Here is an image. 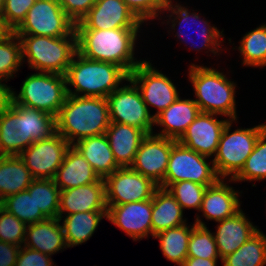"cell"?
I'll return each mask as SVG.
<instances>
[{
  "instance_id": "1",
  "label": "cell",
  "mask_w": 266,
  "mask_h": 266,
  "mask_svg": "<svg viewBox=\"0 0 266 266\" xmlns=\"http://www.w3.org/2000/svg\"><path fill=\"white\" fill-rule=\"evenodd\" d=\"M186 4V2L182 4L180 0H171L164 9L159 18V21L161 20L159 23H161V26L165 24L167 35H173L172 37H175L176 41H179L180 44L183 43L186 46L185 48H189L190 51L201 53L204 50L206 56L212 58L216 56V61L219 60L221 54L225 55L226 51L230 53V48L223 45L226 43L224 41V28L219 29L215 24H211L212 22L205 18L204 13L202 15L197 9L194 7L192 9ZM189 30H191V34L188 32ZM195 32L194 37L197 38L196 35L200 36L197 38L199 44L193 38ZM188 45L190 47H187Z\"/></svg>"
},
{
  "instance_id": "2",
  "label": "cell",
  "mask_w": 266,
  "mask_h": 266,
  "mask_svg": "<svg viewBox=\"0 0 266 266\" xmlns=\"http://www.w3.org/2000/svg\"><path fill=\"white\" fill-rule=\"evenodd\" d=\"M143 30L146 31L142 28L76 29L77 51L85 58L118 65L130 74L144 61L137 55Z\"/></svg>"
},
{
  "instance_id": "3",
  "label": "cell",
  "mask_w": 266,
  "mask_h": 266,
  "mask_svg": "<svg viewBox=\"0 0 266 266\" xmlns=\"http://www.w3.org/2000/svg\"><path fill=\"white\" fill-rule=\"evenodd\" d=\"M56 132V117L12 100L0 115V156H19L32 143Z\"/></svg>"
},
{
  "instance_id": "4",
  "label": "cell",
  "mask_w": 266,
  "mask_h": 266,
  "mask_svg": "<svg viewBox=\"0 0 266 266\" xmlns=\"http://www.w3.org/2000/svg\"><path fill=\"white\" fill-rule=\"evenodd\" d=\"M195 63L196 60L187 65L186 76L192 85L193 99L200 111L218 114L229 120L239 119L236 105V90L239 86L236 80L231 79V74L228 70L225 73L224 68Z\"/></svg>"
},
{
  "instance_id": "5",
  "label": "cell",
  "mask_w": 266,
  "mask_h": 266,
  "mask_svg": "<svg viewBox=\"0 0 266 266\" xmlns=\"http://www.w3.org/2000/svg\"><path fill=\"white\" fill-rule=\"evenodd\" d=\"M109 125V105L103 97L68 95L56 116V131L70 145L104 134Z\"/></svg>"
},
{
  "instance_id": "6",
  "label": "cell",
  "mask_w": 266,
  "mask_h": 266,
  "mask_svg": "<svg viewBox=\"0 0 266 266\" xmlns=\"http://www.w3.org/2000/svg\"><path fill=\"white\" fill-rule=\"evenodd\" d=\"M128 78L122 67L85 58L78 52L65 74L68 95L84 97L106 98Z\"/></svg>"
},
{
  "instance_id": "7",
  "label": "cell",
  "mask_w": 266,
  "mask_h": 266,
  "mask_svg": "<svg viewBox=\"0 0 266 266\" xmlns=\"http://www.w3.org/2000/svg\"><path fill=\"white\" fill-rule=\"evenodd\" d=\"M21 42L22 63L35 72L65 75L77 51V36L17 35Z\"/></svg>"
},
{
  "instance_id": "8",
  "label": "cell",
  "mask_w": 266,
  "mask_h": 266,
  "mask_svg": "<svg viewBox=\"0 0 266 266\" xmlns=\"http://www.w3.org/2000/svg\"><path fill=\"white\" fill-rule=\"evenodd\" d=\"M238 122V119L230 120L226 124L213 157L214 168L220 179H233L241 171L259 135L266 129L265 122L249 128L238 127ZM234 123L236 129H232Z\"/></svg>"
},
{
  "instance_id": "9",
  "label": "cell",
  "mask_w": 266,
  "mask_h": 266,
  "mask_svg": "<svg viewBox=\"0 0 266 266\" xmlns=\"http://www.w3.org/2000/svg\"><path fill=\"white\" fill-rule=\"evenodd\" d=\"M13 88V101L56 117L68 96L65 75L51 72L28 73L20 90Z\"/></svg>"
},
{
  "instance_id": "10",
  "label": "cell",
  "mask_w": 266,
  "mask_h": 266,
  "mask_svg": "<svg viewBox=\"0 0 266 266\" xmlns=\"http://www.w3.org/2000/svg\"><path fill=\"white\" fill-rule=\"evenodd\" d=\"M153 60L147 59L137 65L129 74V79L139 89L142 99L155 118L180 96L178 86L170 76L155 67ZM154 108L155 112L152 110Z\"/></svg>"
},
{
  "instance_id": "11",
  "label": "cell",
  "mask_w": 266,
  "mask_h": 266,
  "mask_svg": "<svg viewBox=\"0 0 266 266\" xmlns=\"http://www.w3.org/2000/svg\"><path fill=\"white\" fill-rule=\"evenodd\" d=\"M219 179L213 158L188 149L177 141L172 146L161 188L167 189L172 183L185 180L201 185H214Z\"/></svg>"
},
{
  "instance_id": "12",
  "label": "cell",
  "mask_w": 266,
  "mask_h": 266,
  "mask_svg": "<svg viewBox=\"0 0 266 266\" xmlns=\"http://www.w3.org/2000/svg\"><path fill=\"white\" fill-rule=\"evenodd\" d=\"M14 33L55 38L77 36L75 22L63 11L58 0H36Z\"/></svg>"
},
{
  "instance_id": "13",
  "label": "cell",
  "mask_w": 266,
  "mask_h": 266,
  "mask_svg": "<svg viewBox=\"0 0 266 266\" xmlns=\"http://www.w3.org/2000/svg\"><path fill=\"white\" fill-rule=\"evenodd\" d=\"M110 122L127 124L153 133L154 117L151 115L137 86L128 78L106 97Z\"/></svg>"
},
{
  "instance_id": "14",
  "label": "cell",
  "mask_w": 266,
  "mask_h": 266,
  "mask_svg": "<svg viewBox=\"0 0 266 266\" xmlns=\"http://www.w3.org/2000/svg\"><path fill=\"white\" fill-rule=\"evenodd\" d=\"M70 146L56 131L50 137L32 143L19 157L34 179H53Z\"/></svg>"
},
{
  "instance_id": "15",
  "label": "cell",
  "mask_w": 266,
  "mask_h": 266,
  "mask_svg": "<svg viewBox=\"0 0 266 266\" xmlns=\"http://www.w3.org/2000/svg\"><path fill=\"white\" fill-rule=\"evenodd\" d=\"M231 184L236 183L232 179H219L214 185L207 187L201 208L198 213H195L194 223L196 225L207 227V222L222 221L242 209L243 201L239 197H242L244 192Z\"/></svg>"
},
{
  "instance_id": "16",
  "label": "cell",
  "mask_w": 266,
  "mask_h": 266,
  "mask_svg": "<svg viewBox=\"0 0 266 266\" xmlns=\"http://www.w3.org/2000/svg\"><path fill=\"white\" fill-rule=\"evenodd\" d=\"M104 180L107 205L150 200L159 188L152 180L130 167L119 168Z\"/></svg>"
},
{
  "instance_id": "17",
  "label": "cell",
  "mask_w": 266,
  "mask_h": 266,
  "mask_svg": "<svg viewBox=\"0 0 266 266\" xmlns=\"http://www.w3.org/2000/svg\"><path fill=\"white\" fill-rule=\"evenodd\" d=\"M176 142L177 140L154 133L147 134L143 138L130 168L161 187L172 146Z\"/></svg>"
},
{
  "instance_id": "18",
  "label": "cell",
  "mask_w": 266,
  "mask_h": 266,
  "mask_svg": "<svg viewBox=\"0 0 266 266\" xmlns=\"http://www.w3.org/2000/svg\"><path fill=\"white\" fill-rule=\"evenodd\" d=\"M145 26L123 0H96L90 11L76 23V29L96 30Z\"/></svg>"
},
{
  "instance_id": "19",
  "label": "cell",
  "mask_w": 266,
  "mask_h": 266,
  "mask_svg": "<svg viewBox=\"0 0 266 266\" xmlns=\"http://www.w3.org/2000/svg\"><path fill=\"white\" fill-rule=\"evenodd\" d=\"M229 121L218 114L200 112L178 142L188 149L213 158L222 132Z\"/></svg>"
},
{
  "instance_id": "20",
  "label": "cell",
  "mask_w": 266,
  "mask_h": 266,
  "mask_svg": "<svg viewBox=\"0 0 266 266\" xmlns=\"http://www.w3.org/2000/svg\"><path fill=\"white\" fill-rule=\"evenodd\" d=\"M107 219L132 241L152 237V199L120 205H107Z\"/></svg>"
},
{
  "instance_id": "21",
  "label": "cell",
  "mask_w": 266,
  "mask_h": 266,
  "mask_svg": "<svg viewBox=\"0 0 266 266\" xmlns=\"http://www.w3.org/2000/svg\"><path fill=\"white\" fill-rule=\"evenodd\" d=\"M243 209L232 217L216 222L213 231L215 243L221 260L233 254L241 245L246 243L257 231V225Z\"/></svg>"
},
{
  "instance_id": "22",
  "label": "cell",
  "mask_w": 266,
  "mask_h": 266,
  "mask_svg": "<svg viewBox=\"0 0 266 266\" xmlns=\"http://www.w3.org/2000/svg\"><path fill=\"white\" fill-rule=\"evenodd\" d=\"M200 112L193 98L179 96L174 103L154 118L153 133L178 141ZM157 127L160 128L159 131Z\"/></svg>"
},
{
  "instance_id": "23",
  "label": "cell",
  "mask_w": 266,
  "mask_h": 266,
  "mask_svg": "<svg viewBox=\"0 0 266 266\" xmlns=\"http://www.w3.org/2000/svg\"><path fill=\"white\" fill-rule=\"evenodd\" d=\"M90 211H108L104 179L60 192L58 216Z\"/></svg>"
},
{
  "instance_id": "24",
  "label": "cell",
  "mask_w": 266,
  "mask_h": 266,
  "mask_svg": "<svg viewBox=\"0 0 266 266\" xmlns=\"http://www.w3.org/2000/svg\"><path fill=\"white\" fill-rule=\"evenodd\" d=\"M101 179L90 163L72 145L66 151L63 162L53 178L61 191L89 185Z\"/></svg>"
},
{
  "instance_id": "25",
  "label": "cell",
  "mask_w": 266,
  "mask_h": 266,
  "mask_svg": "<svg viewBox=\"0 0 266 266\" xmlns=\"http://www.w3.org/2000/svg\"><path fill=\"white\" fill-rule=\"evenodd\" d=\"M27 248L53 256L66 250L63 227L58 218H48L27 225L24 245Z\"/></svg>"
},
{
  "instance_id": "26",
  "label": "cell",
  "mask_w": 266,
  "mask_h": 266,
  "mask_svg": "<svg viewBox=\"0 0 266 266\" xmlns=\"http://www.w3.org/2000/svg\"><path fill=\"white\" fill-rule=\"evenodd\" d=\"M105 135L115 161L120 168H124L132 165L138 148L147 134L134 126L110 122Z\"/></svg>"
},
{
  "instance_id": "27",
  "label": "cell",
  "mask_w": 266,
  "mask_h": 266,
  "mask_svg": "<svg viewBox=\"0 0 266 266\" xmlns=\"http://www.w3.org/2000/svg\"><path fill=\"white\" fill-rule=\"evenodd\" d=\"M68 248L86 244L97 231L103 219H107V211L78 212L66 216H58Z\"/></svg>"
},
{
  "instance_id": "28",
  "label": "cell",
  "mask_w": 266,
  "mask_h": 266,
  "mask_svg": "<svg viewBox=\"0 0 266 266\" xmlns=\"http://www.w3.org/2000/svg\"><path fill=\"white\" fill-rule=\"evenodd\" d=\"M180 204L167 190L159 187L152 198V238L158 232L189 223Z\"/></svg>"
},
{
  "instance_id": "29",
  "label": "cell",
  "mask_w": 266,
  "mask_h": 266,
  "mask_svg": "<svg viewBox=\"0 0 266 266\" xmlns=\"http://www.w3.org/2000/svg\"><path fill=\"white\" fill-rule=\"evenodd\" d=\"M72 146L84 156L102 179L120 168L114 159L105 133L81 139Z\"/></svg>"
},
{
  "instance_id": "30",
  "label": "cell",
  "mask_w": 266,
  "mask_h": 266,
  "mask_svg": "<svg viewBox=\"0 0 266 266\" xmlns=\"http://www.w3.org/2000/svg\"><path fill=\"white\" fill-rule=\"evenodd\" d=\"M231 40L232 38L227 37L228 45H234L230 47L232 51L239 53L241 66L259 70L266 67V22L244 33L238 42L239 46H235V42Z\"/></svg>"
},
{
  "instance_id": "31",
  "label": "cell",
  "mask_w": 266,
  "mask_h": 266,
  "mask_svg": "<svg viewBox=\"0 0 266 266\" xmlns=\"http://www.w3.org/2000/svg\"><path fill=\"white\" fill-rule=\"evenodd\" d=\"M34 178L19 156H0V202L27 190Z\"/></svg>"
},
{
  "instance_id": "32",
  "label": "cell",
  "mask_w": 266,
  "mask_h": 266,
  "mask_svg": "<svg viewBox=\"0 0 266 266\" xmlns=\"http://www.w3.org/2000/svg\"><path fill=\"white\" fill-rule=\"evenodd\" d=\"M195 225L194 222L186 223L163 230L153 236L154 239L159 240V249L166 260L175 263L174 265L182 266L187 258L191 230Z\"/></svg>"
},
{
  "instance_id": "33",
  "label": "cell",
  "mask_w": 266,
  "mask_h": 266,
  "mask_svg": "<svg viewBox=\"0 0 266 266\" xmlns=\"http://www.w3.org/2000/svg\"><path fill=\"white\" fill-rule=\"evenodd\" d=\"M257 233L233 254L224 257L222 266H266V234L257 226Z\"/></svg>"
},
{
  "instance_id": "34",
  "label": "cell",
  "mask_w": 266,
  "mask_h": 266,
  "mask_svg": "<svg viewBox=\"0 0 266 266\" xmlns=\"http://www.w3.org/2000/svg\"><path fill=\"white\" fill-rule=\"evenodd\" d=\"M232 180L236 184L251 182L252 187L257 186L256 181H266V129L259 135L254 150L246 159L241 171Z\"/></svg>"
},
{
  "instance_id": "35",
  "label": "cell",
  "mask_w": 266,
  "mask_h": 266,
  "mask_svg": "<svg viewBox=\"0 0 266 266\" xmlns=\"http://www.w3.org/2000/svg\"><path fill=\"white\" fill-rule=\"evenodd\" d=\"M0 206L26 225L48 219L41 209H37L33 194L28 190L6 197L0 202Z\"/></svg>"
},
{
  "instance_id": "36",
  "label": "cell",
  "mask_w": 266,
  "mask_h": 266,
  "mask_svg": "<svg viewBox=\"0 0 266 266\" xmlns=\"http://www.w3.org/2000/svg\"><path fill=\"white\" fill-rule=\"evenodd\" d=\"M27 190L33 194L37 209L47 218H58L61 190L53 179H34Z\"/></svg>"
},
{
  "instance_id": "37",
  "label": "cell",
  "mask_w": 266,
  "mask_h": 266,
  "mask_svg": "<svg viewBox=\"0 0 266 266\" xmlns=\"http://www.w3.org/2000/svg\"><path fill=\"white\" fill-rule=\"evenodd\" d=\"M21 42L13 33L6 40L0 42V80L8 82L23 69Z\"/></svg>"
},
{
  "instance_id": "38",
  "label": "cell",
  "mask_w": 266,
  "mask_h": 266,
  "mask_svg": "<svg viewBox=\"0 0 266 266\" xmlns=\"http://www.w3.org/2000/svg\"><path fill=\"white\" fill-rule=\"evenodd\" d=\"M208 186L211 185H201L199 183L185 180L172 183L167 190L180 204L183 211L193 209L198 213Z\"/></svg>"
},
{
  "instance_id": "39",
  "label": "cell",
  "mask_w": 266,
  "mask_h": 266,
  "mask_svg": "<svg viewBox=\"0 0 266 266\" xmlns=\"http://www.w3.org/2000/svg\"><path fill=\"white\" fill-rule=\"evenodd\" d=\"M187 257L221 259L214 235L209 227L195 225L191 230Z\"/></svg>"
},
{
  "instance_id": "40",
  "label": "cell",
  "mask_w": 266,
  "mask_h": 266,
  "mask_svg": "<svg viewBox=\"0 0 266 266\" xmlns=\"http://www.w3.org/2000/svg\"><path fill=\"white\" fill-rule=\"evenodd\" d=\"M127 7L148 28L152 21L159 22V18L171 0H123ZM150 23V24H149Z\"/></svg>"
},
{
  "instance_id": "41",
  "label": "cell",
  "mask_w": 266,
  "mask_h": 266,
  "mask_svg": "<svg viewBox=\"0 0 266 266\" xmlns=\"http://www.w3.org/2000/svg\"><path fill=\"white\" fill-rule=\"evenodd\" d=\"M27 225L0 206V241L23 246Z\"/></svg>"
},
{
  "instance_id": "42",
  "label": "cell",
  "mask_w": 266,
  "mask_h": 266,
  "mask_svg": "<svg viewBox=\"0 0 266 266\" xmlns=\"http://www.w3.org/2000/svg\"><path fill=\"white\" fill-rule=\"evenodd\" d=\"M36 0H4L2 16L7 24L15 30L25 19L28 10Z\"/></svg>"
},
{
  "instance_id": "43",
  "label": "cell",
  "mask_w": 266,
  "mask_h": 266,
  "mask_svg": "<svg viewBox=\"0 0 266 266\" xmlns=\"http://www.w3.org/2000/svg\"><path fill=\"white\" fill-rule=\"evenodd\" d=\"M52 256L21 246L15 266H57Z\"/></svg>"
},
{
  "instance_id": "44",
  "label": "cell",
  "mask_w": 266,
  "mask_h": 266,
  "mask_svg": "<svg viewBox=\"0 0 266 266\" xmlns=\"http://www.w3.org/2000/svg\"><path fill=\"white\" fill-rule=\"evenodd\" d=\"M96 0H58L63 11L78 23L92 8Z\"/></svg>"
},
{
  "instance_id": "45",
  "label": "cell",
  "mask_w": 266,
  "mask_h": 266,
  "mask_svg": "<svg viewBox=\"0 0 266 266\" xmlns=\"http://www.w3.org/2000/svg\"><path fill=\"white\" fill-rule=\"evenodd\" d=\"M20 246L0 241V266H15Z\"/></svg>"
},
{
  "instance_id": "46",
  "label": "cell",
  "mask_w": 266,
  "mask_h": 266,
  "mask_svg": "<svg viewBox=\"0 0 266 266\" xmlns=\"http://www.w3.org/2000/svg\"><path fill=\"white\" fill-rule=\"evenodd\" d=\"M6 83V84H5ZM12 86L8 82L0 80V115H2L11 105L13 100Z\"/></svg>"
},
{
  "instance_id": "47",
  "label": "cell",
  "mask_w": 266,
  "mask_h": 266,
  "mask_svg": "<svg viewBox=\"0 0 266 266\" xmlns=\"http://www.w3.org/2000/svg\"><path fill=\"white\" fill-rule=\"evenodd\" d=\"M221 259H204V258H192L187 257L186 260L183 262L182 266H217L219 265L218 262Z\"/></svg>"
},
{
  "instance_id": "48",
  "label": "cell",
  "mask_w": 266,
  "mask_h": 266,
  "mask_svg": "<svg viewBox=\"0 0 266 266\" xmlns=\"http://www.w3.org/2000/svg\"><path fill=\"white\" fill-rule=\"evenodd\" d=\"M14 33V30L7 24L5 18L0 15V42L6 40Z\"/></svg>"
},
{
  "instance_id": "49",
  "label": "cell",
  "mask_w": 266,
  "mask_h": 266,
  "mask_svg": "<svg viewBox=\"0 0 266 266\" xmlns=\"http://www.w3.org/2000/svg\"><path fill=\"white\" fill-rule=\"evenodd\" d=\"M4 9V0H0V15H2Z\"/></svg>"
}]
</instances>
